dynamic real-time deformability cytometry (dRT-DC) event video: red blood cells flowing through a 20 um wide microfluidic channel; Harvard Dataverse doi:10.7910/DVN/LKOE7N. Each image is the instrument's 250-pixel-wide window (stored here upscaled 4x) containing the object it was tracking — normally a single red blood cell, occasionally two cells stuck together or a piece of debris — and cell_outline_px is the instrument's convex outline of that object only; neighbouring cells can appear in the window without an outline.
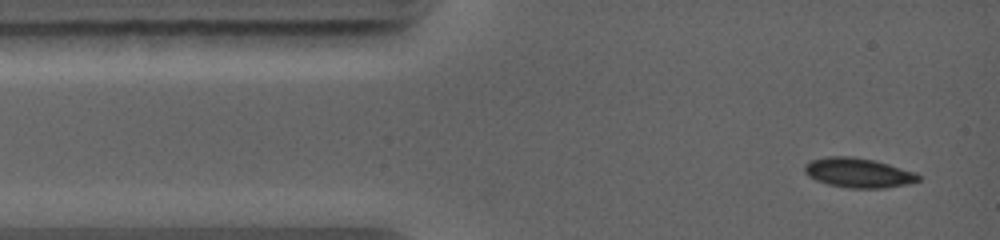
{"species": "common noctule bat (a hibernating species)", "species_latin": "Nyctalus noctula", "temperature_condition": "warm", "stored_images_in_passage": 4, "camera_frame_rate_fps": 5000, "um_per_image_px": 0.085, "animal": {"sex": "female", "body_mass_g": 19.0, "forearm_length_mm": 56.7}, "frame": {"image": 1, "passage_image": 1, "time_ms": 0.0, "image_size_px": [1000, 240], "cell_outline_px": [[920, 180], [908, 184], [884, 188], [848, 188], [828, 184], [816, 180], [808, 176], [804, 172], [804, 164], [812, 160], [824, 156], [852, 156], [872, 160], [888, 164], [916, 172], [920, 176]], "centroid_in_image_um": [72.94, 14.68], "position_along_channel_um": 12.1, "area_um2": 19.71}}
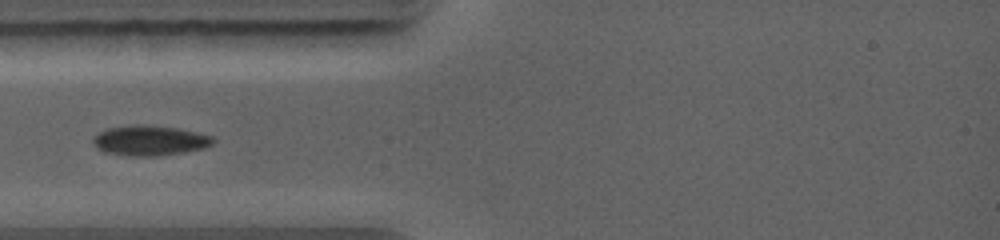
{"frame": {"image": 2, "passage_image": 4, "time_ms": 2.4, "image_size_px": [1000, 240], "cell_outline_px": [[216, 140], [212, 144], [204, 148], [156, 156], [136, 156], [104, 152], [92, 140], [104, 128], [132, 124], [148, 124], [180, 128], [212, 136]], "centroid_in_image_um": [12.75, 11.91], "position_along_channel_um": 72.2, "area_um2": 20.98}}